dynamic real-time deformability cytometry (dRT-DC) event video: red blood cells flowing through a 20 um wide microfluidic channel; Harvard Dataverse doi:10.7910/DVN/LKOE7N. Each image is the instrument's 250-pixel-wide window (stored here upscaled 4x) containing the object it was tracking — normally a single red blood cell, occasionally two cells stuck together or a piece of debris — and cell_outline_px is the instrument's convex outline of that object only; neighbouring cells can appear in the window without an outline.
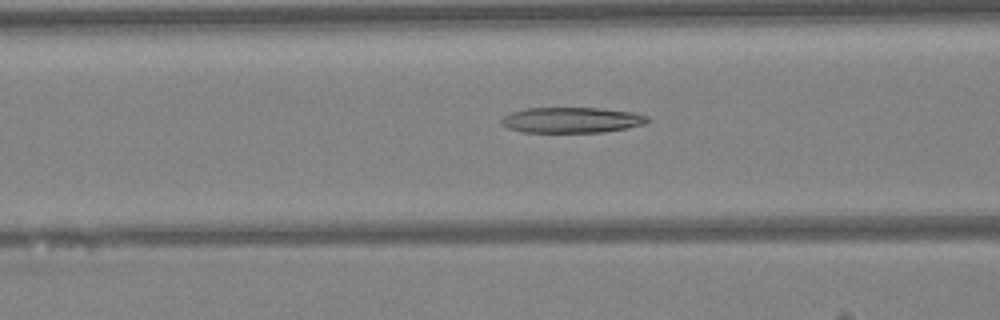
{"species": "Egyptian fruit bat (a non-hibernating species)", "species_latin": "Rousettus aegyptiacus", "temperature_condition": "warm", "stored_images_in_passage": 45, "camera_frame_rate_fps": 3000, "um_per_image_px": 0.085, "animal": {"sex": "female"}, "frame": {"image": 1, "passage_image": 16, "time_ms": 5.0, "image_size_px": [1000, 320], "cell_outline_px": [[648, 120], [644, 124], [628, 128], [600, 132], [524, 132], [508, 128], [500, 124], [500, 120], [504, 116], [512, 112], [524, 108], [600, 108], [636, 112], [648, 116]], "centroid_in_image_um": [48.59, 10.2], "position_along_channel_um": 118.0, "area_um2": 21.85}}
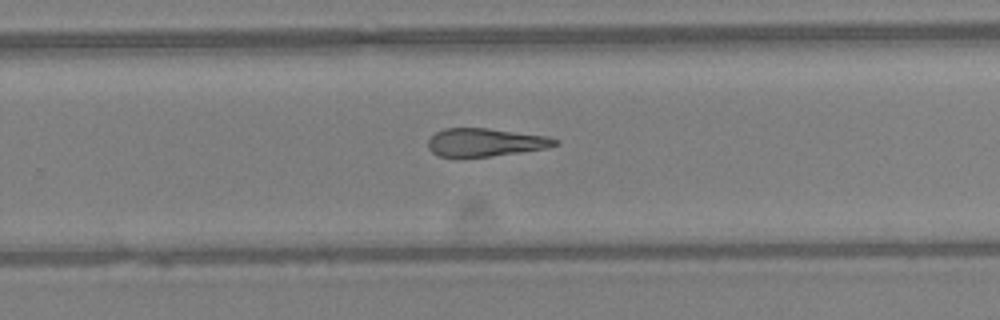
{"frame": {"image": 2, "passage_image": 28, "time_ms": 9.0, "image_size_px": [1000, 320], "cell_outline_px": [[560, 140], [556, 144], [548, 148], [488, 156], [436, 156], [428, 148], [428, 140], [436, 132], [444, 128], [488, 128], [548, 136]], "centroid_in_image_um": [41.25, 12.08], "position_along_channel_um": 288.6, "area_um2": 20.58}}
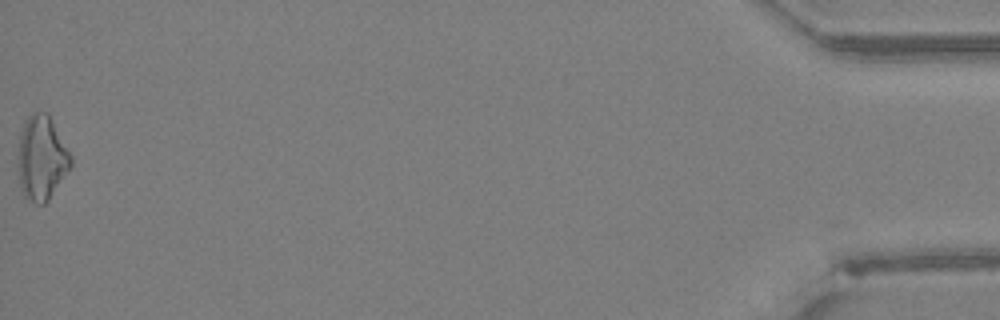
{"frame": {"image": 3, "passage_image": 45, "time_ms": 14.667, "image_size_px": [1000, 320], "cell_outline_px": [[72, 164], [48, 200], [44, 204], [36, 204], [24, 196], [20, 184], [20, 132], [24, 120], [32, 112], [48, 112], [72, 156]], "centroid_in_image_um": [3.56, 13.39], "position_along_channel_um": 431.6, "area_um2": 25.49}, "authors_computed_cell_mechanics": {"area_um2": 22.4842, "velocity_mm_per_s": 4.2911, "shape_relaxation_time_tau1_ms": null, "shape_relaxation_time_tau2_ms": 11.3319, "deformation_change_tau1": null, "deformation_change_tau2": 0.3548}}